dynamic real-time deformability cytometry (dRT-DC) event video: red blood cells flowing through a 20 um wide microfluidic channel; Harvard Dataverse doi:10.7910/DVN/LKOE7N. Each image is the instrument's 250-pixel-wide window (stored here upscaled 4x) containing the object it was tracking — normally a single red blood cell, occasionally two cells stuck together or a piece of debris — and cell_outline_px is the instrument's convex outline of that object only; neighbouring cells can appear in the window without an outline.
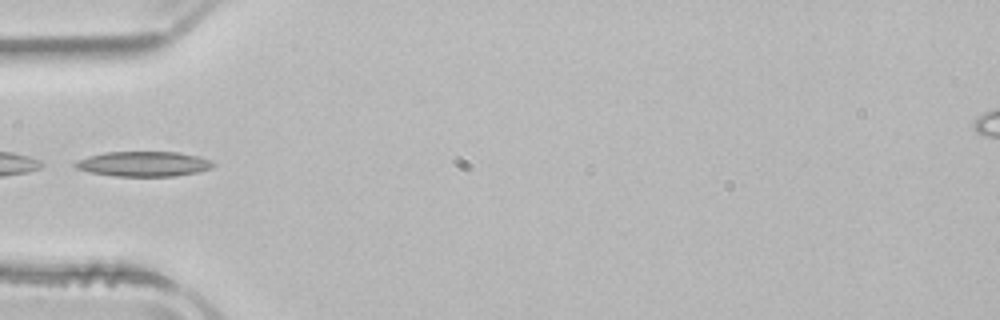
{"species": "common noctule bat (a hibernating species)", "species_latin": "Nyctalus noctula", "temperature_condition": "room temperature", "stored_images_in_passage": 34, "camera_frame_rate_fps": 3000, "um_per_image_px": 0.085, "animal": {"sex": "male", "body_mass_g": 21.5, "forearm_length_mm": 52.0}, "frame": {"image": 1, "passage_image": 1, "time_ms": 0.0, "image_size_px": [1000, 320], "cell_outline_px": [[216, 164], [212, 168], [196, 172], [176, 176], [112, 176], [92, 172], [76, 168], [72, 164], [76, 160], [88, 156], [104, 152], [176, 152], [200, 156], [212, 160]], "centroid_in_image_um": [12.22, 13.93], "position_along_channel_um": 72.8, "area_um2": 20.23}}
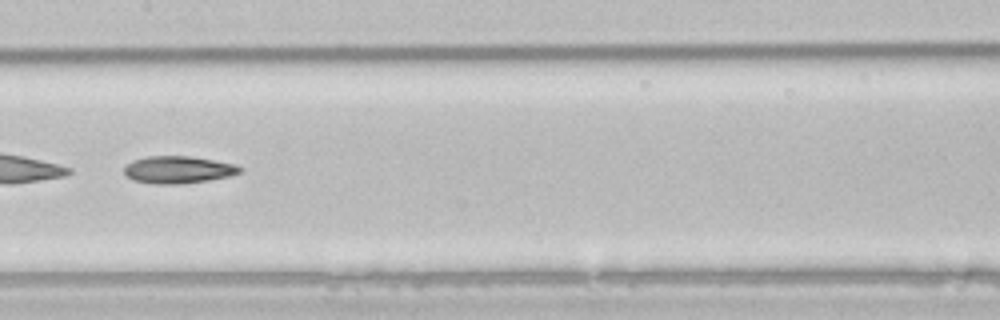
{"frame": {"image": 2, "passage_image": 10, "time_ms": 3.0, "image_size_px": [1000, 320], "cell_outline_px": [[244, 168], [240, 172], [232, 176], [208, 180], [180, 184], [152, 184], [132, 180], [124, 172], [124, 168], [132, 160], [148, 156], [188, 156], [236, 164]], "centroid_in_image_um": [15.16, 14.43], "position_along_channel_um": 192.2, "area_um2": 18.44}}